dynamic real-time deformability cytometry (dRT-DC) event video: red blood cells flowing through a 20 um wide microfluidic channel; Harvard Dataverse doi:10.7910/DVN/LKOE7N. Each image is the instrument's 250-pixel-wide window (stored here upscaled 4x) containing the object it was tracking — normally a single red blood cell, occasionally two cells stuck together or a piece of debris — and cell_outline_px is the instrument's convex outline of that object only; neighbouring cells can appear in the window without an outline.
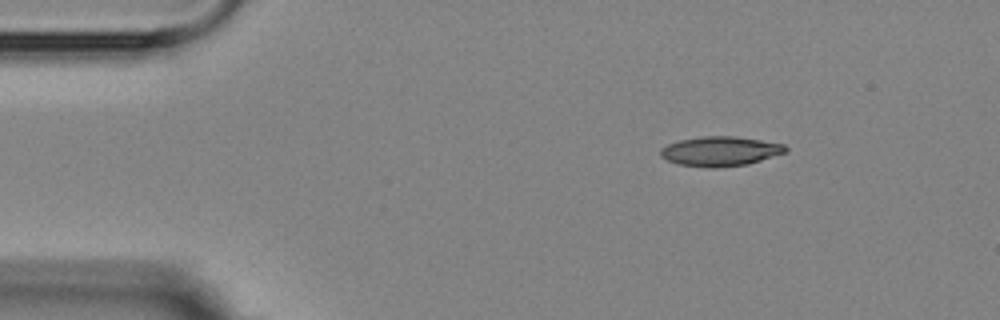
{"species": "Egyptian fruit bat (a non-hibernating species)", "species_latin": "Rousettus aegyptiacus", "temperature_condition": "room temperature", "stored_images_in_passage": 3, "camera_frame_rate_fps": 3000, "um_per_image_px": 0.085, "animal": {"sex": "female"}, "frame": {"image": 1, "passage_image": 1, "time_ms": 0.0, "image_size_px": [1000, 320], "cell_outline_px": [[788, 152], [748, 164], [716, 168], [708, 168], [676, 164], [660, 156], [660, 148], [668, 144], [680, 140], [704, 136], [732, 136], [760, 140], [784, 144], [788, 148]], "centroid_in_image_um": [61.22, 12.87], "position_along_channel_um": 23.8, "area_um2": 21.68}}